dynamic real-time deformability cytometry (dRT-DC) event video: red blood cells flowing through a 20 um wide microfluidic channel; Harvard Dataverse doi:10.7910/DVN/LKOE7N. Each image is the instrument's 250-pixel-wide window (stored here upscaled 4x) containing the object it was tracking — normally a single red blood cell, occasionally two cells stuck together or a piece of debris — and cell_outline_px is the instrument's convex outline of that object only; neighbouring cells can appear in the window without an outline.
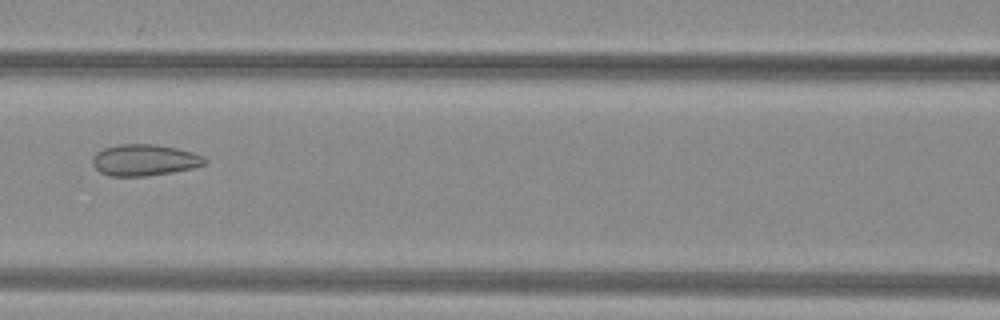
{"species": "common noctule bat (a hibernating species)", "species_latin": "Nyctalus noctula", "temperature_condition": "warm", "stored_images_in_passage": 41, "camera_frame_rate_fps": 3000, "um_per_image_px": 0.085, "animal": {"sex": "female", "body_mass_g": 29.2, "forearm_length_mm": 56.3}, "frame": {"image": 1, "passage_image": 14, "time_ms": 4.333, "image_size_px": [1000, 320], "cell_outline_px": [[208, 160], [204, 164], [192, 168], [172, 172], [144, 176], [108, 176], [100, 172], [92, 164], [92, 156], [96, 152], [104, 148], [120, 144], [152, 144], [176, 148], [192, 152], [204, 156]], "centroid_in_image_um": [12.25, 13.6], "position_along_channel_um": 154.3, "area_um2": 20.52}}
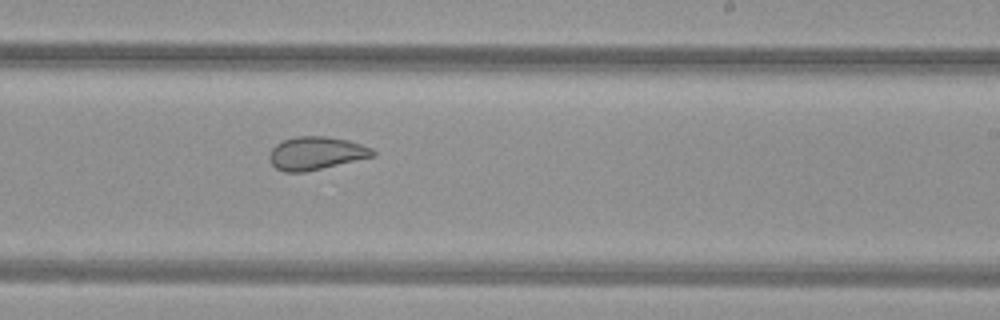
{"frame": {"image": 2, "passage_image": 22, "time_ms": 7.0, "image_size_px": [1000, 320], "cell_outline_px": [[376, 156], [304, 172], [284, 172], [276, 168], [268, 160], [268, 156], [272, 148], [276, 144], [284, 140], [296, 136], [328, 136], [348, 140], [372, 148], [376, 152]], "centroid_in_image_um": [26.86, 13.02], "position_along_channel_um": 262.1, "area_um2": 20.0}}
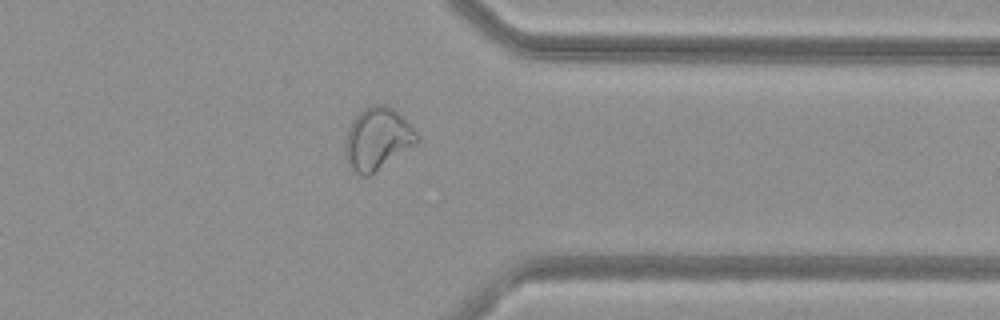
{"frame": {"image": 3, "passage_image": 31, "time_ms": 10.0, "image_size_px": [1000, 320], "cell_outline_px": [[420, 140], [416, 144], [368, 176], [360, 176], [348, 164], [344, 148], [344, 144], [348, 128], [352, 120], [364, 108], [372, 104], [384, 104], [392, 108], [420, 136]], "centroid_in_image_um": [32.06, 11.8], "position_along_channel_um": 379.3, "area_um2": 25.66}, "authors_computed_cell_mechanics": {"area_um2": 23.0044, "velocity_mm_per_s": 4.0599, "shape_relaxation_time_tau1_ms": null, "shape_relaxation_time_tau2_ms": 1.1079, "deformation_change_tau1": null, "deformation_change_tau2": 0.0622}}